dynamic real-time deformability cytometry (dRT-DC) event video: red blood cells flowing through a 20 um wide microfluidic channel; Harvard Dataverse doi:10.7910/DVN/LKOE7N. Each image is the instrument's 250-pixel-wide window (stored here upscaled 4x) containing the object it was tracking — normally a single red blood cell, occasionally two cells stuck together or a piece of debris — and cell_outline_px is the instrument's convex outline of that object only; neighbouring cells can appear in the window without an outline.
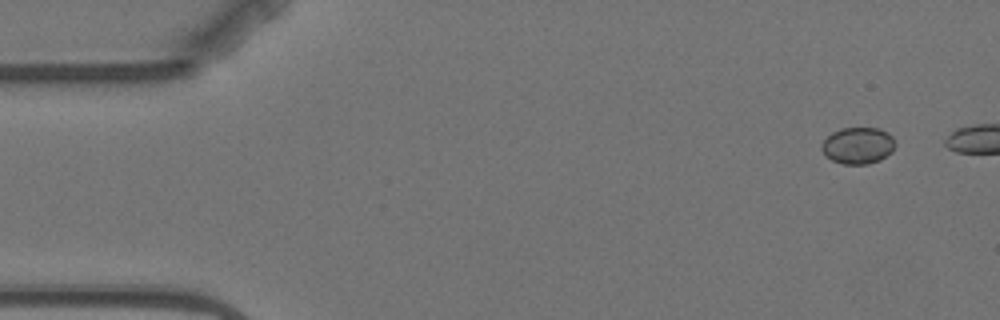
{"species": "Egyptian fruit bat (a non-hibernating species)", "species_latin": "Rousettus aegyptiacus", "temperature_condition": "warm", "stored_images_in_passage": 5, "camera_frame_rate_fps": 3000, "um_per_image_px": 0.085, "animal": {"sex": "female"}, "frame": {"image": 1, "passage_image": 1, "time_ms": 0.0, "image_size_px": [1000, 320], "cell_outline_px": [[896, 144], [892, 152], [880, 160], [868, 164], [844, 164], [832, 160], [820, 148], [820, 144], [832, 132], [840, 128], [880, 128], [888, 132], [892, 136]], "centroid_in_image_um": [72.95, 12.36], "position_along_channel_um": 12.1, "area_um2": 15.78}}